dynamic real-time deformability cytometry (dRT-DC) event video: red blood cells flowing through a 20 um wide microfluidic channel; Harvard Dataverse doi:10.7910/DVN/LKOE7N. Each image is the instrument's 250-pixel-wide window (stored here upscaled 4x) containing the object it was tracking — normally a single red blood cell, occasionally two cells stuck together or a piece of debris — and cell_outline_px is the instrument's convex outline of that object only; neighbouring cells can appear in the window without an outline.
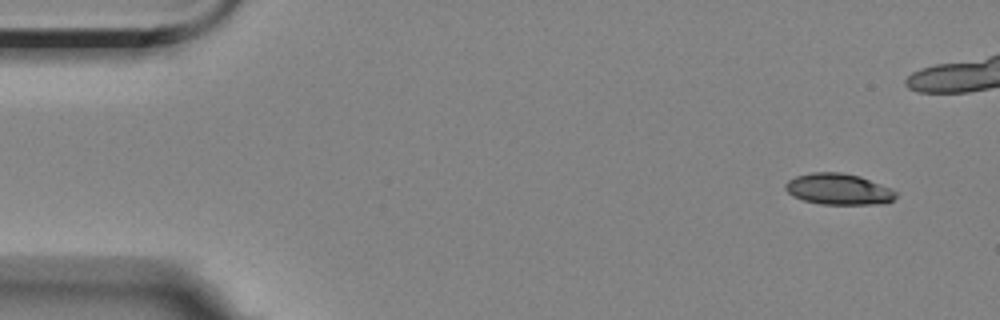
{"species": "Egyptian fruit bat (a non-hibernating species)", "species_latin": "Rousettus aegyptiacus", "temperature_condition": "room temperature", "stored_images_in_passage": 7, "camera_frame_rate_fps": 3000, "um_per_image_px": 0.085, "animal": {"sex": "female"}, "frame": {"image": 1, "passage_image": 1, "time_ms": 0.0, "image_size_px": [1000, 320], "cell_outline_px": [[896, 196], [892, 200], [884, 204], [820, 204], [804, 200], [792, 196], [784, 188], [784, 184], [788, 180], [796, 176], [812, 172], [840, 172], [860, 176], [892, 188], [896, 192]], "centroid_in_image_um": [71.27, 16.07], "position_along_channel_um": 13.7, "area_um2": 20.17}}
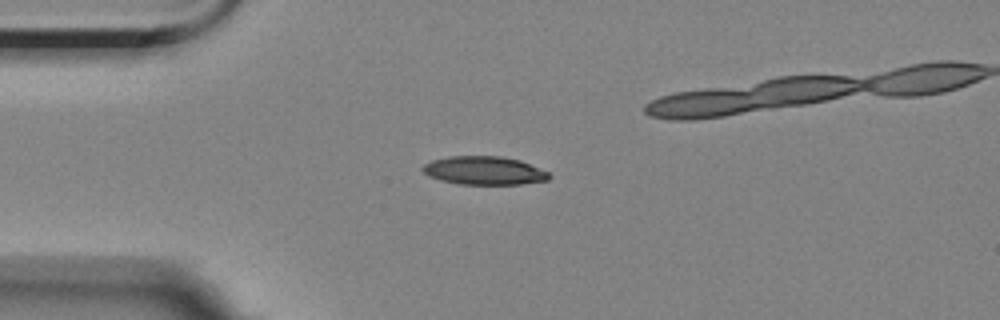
{"frame": {"image": 2, "passage_image": 4, "time_ms": 3.333, "image_size_px": [1000, 320], "cell_outline_px": [[552, 176], [548, 180], [520, 184], [460, 184], [440, 180], [424, 172], [420, 168], [424, 164], [432, 160], [448, 156], [500, 156], [520, 160], [548, 172]], "centroid_in_image_um": [41.16, 14.49], "position_along_channel_um": 43.8, "area_um2": 20.81}}